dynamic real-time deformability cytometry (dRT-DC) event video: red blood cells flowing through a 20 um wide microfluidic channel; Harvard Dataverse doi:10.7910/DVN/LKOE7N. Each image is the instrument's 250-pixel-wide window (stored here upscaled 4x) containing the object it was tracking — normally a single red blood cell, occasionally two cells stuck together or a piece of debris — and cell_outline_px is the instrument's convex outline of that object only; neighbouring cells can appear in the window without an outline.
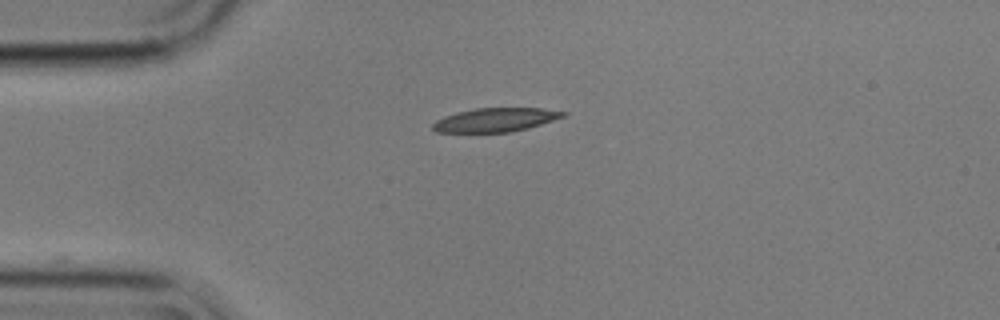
{"species": "common noctule bat (a hibernating species)", "species_latin": "Nyctalus noctula", "temperature_condition": "cold", "stored_images_in_passage": 5, "camera_frame_rate_fps": 3000, "um_per_image_px": 0.085, "animal": {"sex": "male", "body_mass_g": 17.9}, "frame": {"image": 1, "passage_image": 1, "time_ms": 0.0, "image_size_px": [1000, 320], "cell_outline_px": [[568, 112], [564, 116], [528, 128], [512, 132], [436, 132], [432, 128], [432, 124], [436, 120], [444, 116], [456, 112], [476, 108], [540, 108]], "centroid_in_image_um": [42.08, 10.18], "position_along_channel_um": 42.9, "area_um2": 17.98}}
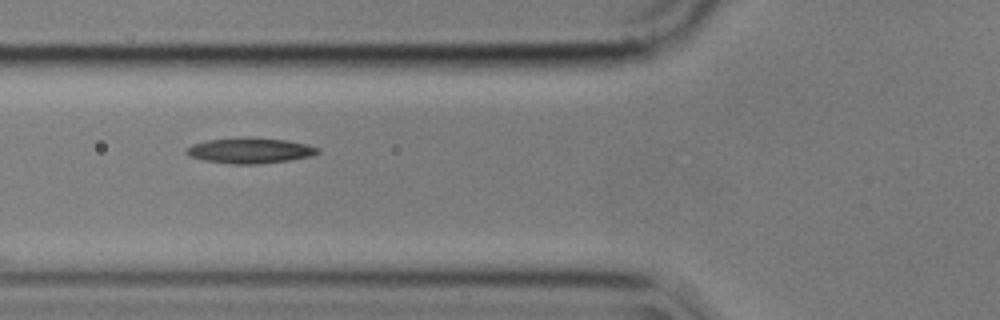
{"frame": {"image": 2, "passage_image": 3, "time_ms": 0.667, "image_size_px": [1000, 320], "cell_outline_px": [[320, 152], [312, 156], [288, 160], [256, 164], [232, 164], [204, 160], [188, 156], [184, 152], [192, 144], [208, 140], [284, 140], [308, 144], [320, 148]], "centroid_in_image_um": [21.27, 12.85], "position_along_channel_um": 104.5, "area_um2": 18.55}}